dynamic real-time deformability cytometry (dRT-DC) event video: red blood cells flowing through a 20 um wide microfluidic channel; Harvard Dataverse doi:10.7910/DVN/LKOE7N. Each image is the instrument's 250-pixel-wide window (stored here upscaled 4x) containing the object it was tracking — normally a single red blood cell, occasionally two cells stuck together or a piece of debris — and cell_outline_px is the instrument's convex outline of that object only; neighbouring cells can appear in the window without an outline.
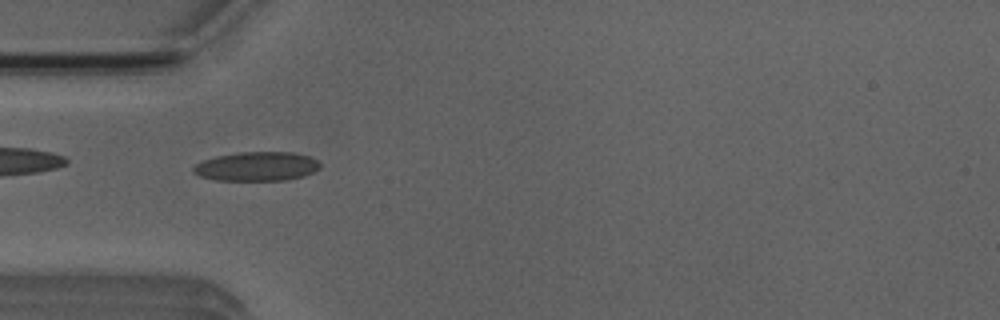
{"species": "Egyptian fruit bat (a non-hibernating species)", "species_latin": "Rousettus aegyptiacus", "temperature_condition": "room temperature", "stored_images_in_passage": 7, "camera_frame_rate_fps": 3000, "um_per_image_px": 0.085, "animal": {"sex": "male"}, "frame": {"image": 1, "passage_image": 5, "time_ms": 5.333, "image_size_px": [1000, 320], "cell_outline_px": [[320, 168], [304, 176], [284, 180], [216, 180], [200, 176], [192, 172], [192, 168], [200, 160], [216, 156], [240, 152], [292, 152], [308, 156], [316, 160], [320, 164]], "centroid_in_image_um": [21.78, 14.14], "position_along_channel_um": 63.2, "area_um2": 21.5}}